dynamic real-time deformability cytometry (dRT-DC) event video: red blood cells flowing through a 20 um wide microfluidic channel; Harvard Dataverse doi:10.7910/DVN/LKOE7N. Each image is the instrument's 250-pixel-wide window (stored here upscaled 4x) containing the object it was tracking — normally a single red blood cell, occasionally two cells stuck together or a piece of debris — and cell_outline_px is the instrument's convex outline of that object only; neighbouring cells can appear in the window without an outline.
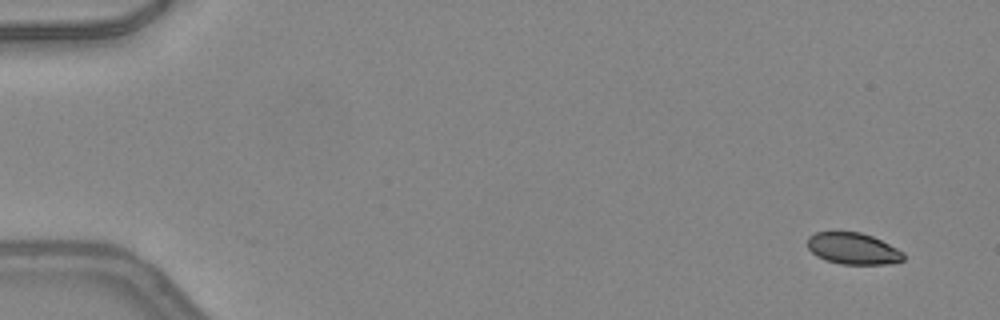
{"species": "common noctule bat (a hibernating species)", "species_latin": "Nyctalus noctula", "temperature_condition": "warm", "stored_images_in_passage": 7, "camera_frame_rate_fps": 3000, "um_per_image_px": 0.085, "animal": {"sex": "female", "body_mass_g": 24.6, "forearm_length_mm": 56.2}, "frame": {"image": 1, "passage_image": 1, "time_ms": 0.0, "image_size_px": [1000, 320], "cell_outline_px": [[904, 260], [892, 264], [840, 264], [824, 260], [816, 256], [808, 248], [808, 236], [816, 232], [860, 232], [872, 236], [904, 252]], "centroid_in_image_um": [72.5, 21.14], "position_along_channel_um": 12.5, "area_um2": 17.69}}